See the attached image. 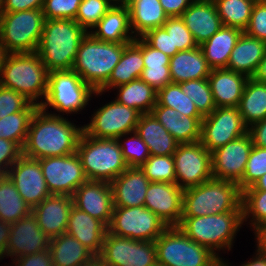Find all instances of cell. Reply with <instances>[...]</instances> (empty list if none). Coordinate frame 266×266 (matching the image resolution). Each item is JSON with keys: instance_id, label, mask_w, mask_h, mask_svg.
Masks as SVG:
<instances>
[{"instance_id": "69", "label": "cell", "mask_w": 266, "mask_h": 266, "mask_svg": "<svg viewBox=\"0 0 266 266\" xmlns=\"http://www.w3.org/2000/svg\"><path fill=\"white\" fill-rule=\"evenodd\" d=\"M254 3H266V0H251Z\"/></svg>"}, {"instance_id": "28", "label": "cell", "mask_w": 266, "mask_h": 266, "mask_svg": "<svg viewBox=\"0 0 266 266\" xmlns=\"http://www.w3.org/2000/svg\"><path fill=\"white\" fill-rule=\"evenodd\" d=\"M144 69L143 39L135 38L124 46L119 63L114 67L108 81L95 94H101L109 88H115L140 78Z\"/></svg>"}, {"instance_id": "61", "label": "cell", "mask_w": 266, "mask_h": 266, "mask_svg": "<svg viewBox=\"0 0 266 266\" xmlns=\"http://www.w3.org/2000/svg\"><path fill=\"white\" fill-rule=\"evenodd\" d=\"M252 78L260 83L266 84V51Z\"/></svg>"}, {"instance_id": "20", "label": "cell", "mask_w": 266, "mask_h": 266, "mask_svg": "<svg viewBox=\"0 0 266 266\" xmlns=\"http://www.w3.org/2000/svg\"><path fill=\"white\" fill-rule=\"evenodd\" d=\"M73 205L109 226L113 213V192L109 182L87 180L72 195Z\"/></svg>"}, {"instance_id": "71", "label": "cell", "mask_w": 266, "mask_h": 266, "mask_svg": "<svg viewBox=\"0 0 266 266\" xmlns=\"http://www.w3.org/2000/svg\"><path fill=\"white\" fill-rule=\"evenodd\" d=\"M153 266H163V265H160L159 263H156L155 265H153Z\"/></svg>"}, {"instance_id": "42", "label": "cell", "mask_w": 266, "mask_h": 266, "mask_svg": "<svg viewBox=\"0 0 266 266\" xmlns=\"http://www.w3.org/2000/svg\"><path fill=\"white\" fill-rule=\"evenodd\" d=\"M181 90L195 104L198 112L204 117L216 108L208 79H195L178 83Z\"/></svg>"}, {"instance_id": "57", "label": "cell", "mask_w": 266, "mask_h": 266, "mask_svg": "<svg viewBox=\"0 0 266 266\" xmlns=\"http://www.w3.org/2000/svg\"><path fill=\"white\" fill-rule=\"evenodd\" d=\"M45 0H2L1 12H19L31 9H43Z\"/></svg>"}, {"instance_id": "3", "label": "cell", "mask_w": 266, "mask_h": 266, "mask_svg": "<svg viewBox=\"0 0 266 266\" xmlns=\"http://www.w3.org/2000/svg\"><path fill=\"white\" fill-rule=\"evenodd\" d=\"M242 191L238 183L211 178L198 186L183 190L182 217L242 212Z\"/></svg>"}, {"instance_id": "23", "label": "cell", "mask_w": 266, "mask_h": 266, "mask_svg": "<svg viewBox=\"0 0 266 266\" xmlns=\"http://www.w3.org/2000/svg\"><path fill=\"white\" fill-rule=\"evenodd\" d=\"M180 17L198 46L223 26L213 0H195Z\"/></svg>"}, {"instance_id": "1", "label": "cell", "mask_w": 266, "mask_h": 266, "mask_svg": "<svg viewBox=\"0 0 266 266\" xmlns=\"http://www.w3.org/2000/svg\"><path fill=\"white\" fill-rule=\"evenodd\" d=\"M82 133L83 126L77 128L61 115L46 113L39 106L31 119L22 155L41 159L74 154Z\"/></svg>"}, {"instance_id": "64", "label": "cell", "mask_w": 266, "mask_h": 266, "mask_svg": "<svg viewBox=\"0 0 266 266\" xmlns=\"http://www.w3.org/2000/svg\"><path fill=\"white\" fill-rule=\"evenodd\" d=\"M244 190H266V173L259 178L252 186Z\"/></svg>"}, {"instance_id": "34", "label": "cell", "mask_w": 266, "mask_h": 266, "mask_svg": "<svg viewBox=\"0 0 266 266\" xmlns=\"http://www.w3.org/2000/svg\"><path fill=\"white\" fill-rule=\"evenodd\" d=\"M49 252L53 266H84L96 258L90 250L67 233L50 239Z\"/></svg>"}, {"instance_id": "65", "label": "cell", "mask_w": 266, "mask_h": 266, "mask_svg": "<svg viewBox=\"0 0 266 266\" xmlns=\"http://www.w3.org/2000/svg\"><path fill=\"white\" fill-rule=\"evenodd\" d=\"M8 54L9 53L7 52L5 47L0 43V76H1L2 69L4 67V63H5V60L8 56Z\"/></svg>"}, {"instance_id": "37", "label": "cell", "mask_w": 266, "mask_h": 266, "mask_svg": "<svg viewBox=\"0 0 266 266\" xmlns=\"http://www.w3.org/2000/svg\"><path fill=\"white\" fill-rule=\"evenodd\" d=\"M119 90V103L134 108L141 114L150 113L157 102V90L140 78L115 87Z\"/></svg>"}, {"instance_id": "26", "label": "cell", "mask_w": 266, "mask_h": 266, "mask_svg": "<svg viewBox=\"0 0 266 266\" xmlns=\"http://www.w3.org/2000/svg\"><path fill=\"white\" fill-rule=\"evenodd\" d=\"M208 82L216 107H238L247 76L226 68L211 69Z\"/></svg>"}, {"instance_id": "67", "label": "cell", "mask_w": 266, "mask_h": 266, "mask_svg": "<svg viewBox=\"0 0 266 266\" xmlns=\"http://www.w3.org/2000/svg\"><path fill=\"white\" fill-rule=\"evenodd\" d=\"M213 266H229L226 263L223 262V260H219L217 263H215Z\"/></svg>"}, {"instance_id": "45", "label": "cell", "mask_w": 266, "mask_h": 266, "mask_svg": "<svg viewBox=\"0 0 266 266\" xmlns=\"http://www.w3.org/2000/svg\"><path fill=\"white\" fill-rule=\"evenodd\" d=\"M114 3V0H82L75 21L88 32L87 29H93Z\"/></svg>"}, {"instance_id": "2", "label": "cell", "mask_w": 266, "mask_h": 266, "mask_svg": "<svg viewBox=\"0 0 266 266\" xmlns=\"http://www.w3.org/2000/svg\"><path fill=\"white\" fill-rule=\"evenodd\" d=\"M87 33L75 20L45 19L36 53L49 72L72 70Z\"/></svg>"}, {"instance_id": "8", "label": "cell", "mask_w": 266, "mask_h": 266, "mask_svg": "<svg viewBox=\"0 0 266 266\" xmlns=\"http://www.w3.org/2000/svg\"><path fill=\"white\" fill-rule=\"evenodd\" d=\"M44 22L43 9L1 12L0 43L9 54L36 52Z\"/></svg>"}, {"instance_id": "32", "label": "cell", "mask_w": 266, "mask_h": 266, "mask_svg": "<svg viewBox=\"0 0 266 266\" xmlns=\"http://www.w3.org/2000/svg\"><path fill=\"white\" fill-rule=\"evenodd\" d=\"M135 131L148 146L150 155H173L179 145L151 113L141 114Z\"/></svg>"}, {"instance_id": "38", "label": "cell", "mask_w": 266, "mask_h": 266, "mask_svg": "<svg viewBox=\"0 0 266 266\" xmlns=\"http://www.w3.org/2000/svg\"><path fill=\"white\" fill-rule=\"evenodd\" d=\"M31 212L9 176L0 175V219L13 224Z\"/></svg>"}, {"instance_id": "44", "label": "cell", "mask_w": 266, "mask_h": 266, "mask_svg": "<svg viewBox=\"0 0 266 266\" xmlns=\"http://www.w3.org/2000/svg\"><path fill=\"white\" fill-rule=\"evenodd\" d=\"M140 169L150 182L175 183V162L173 155H151Z\"/></svg>"}, {"instance_id": "63", "label": "cell", "mask_w": 266, "mask_h": 266, "mask_svg": "<svg viewBox=\"0 0 266 266\" xmlns=\"http://www.w3.org/2000/svg\"><path fill=\"white\" fill-rule=\"evenodd\" d=\"M257 245L266 252V227H261L256 233Z\"/></svg>"}, {"instance_id": "39", "label": "cell", "mask_w": 266, "mask_h": 266, "mask_svg": "<svg viewBox=\"0 0 266 266\" xmlns=\"http://www.w3.org/2000/svg\"><path fill=\"white\" fill-rule=\"evenodd\" d=\"M38 107V103H30L23 111L1 118L0 138L13 141L23 148L31 119Z\"/></svg>"}, {"instance_id": "21", "label": "cell", "mask_w": 266, "mask_h": 266, "mask_svg": "<svg viewBox=\"0 0 266 266\" xmlns=\"http://www.w3.org/2000/svg\"><path fill=\"white\" fill-rule=\"evenodd\" d=\"M50 239L39 227L37 218L31 212L11 224L6 255L18 258L48 250Z\"/></svg>"}, {"instance_id": "40", "label": "cell", "mask_w": 266, "mask_h": 266, "mask_svg": "<svg viewBox=\"0 0 266 266\" xmlns=\"http://www.w3.org/2000/svg\"><path fill=\"white\" fill-rule=\"evenodd\" d=\"M223 26L235 27L243 32L247 28L254 2L251 0H213Z\"/></svg>"}, {"instance_id": "43", "label": "cell", "mask_w": 266, "mask_h": 266, "mask_svg": "<svg viewBox=\"0 0 266 266\" xmlns=\"http://www.w3.org/2000/svg\"><path fill=\"white\" fill-rule=\"evenodd\" d=\"M241 206L243 222L251 214L256 233L266 223V190H243Z\"/></svg>"}, {"instance_id": "56", "label": "cell", "mask_w": 266, "mask_h": 266, "mask_svg": "<svg viewBox=\"0 0 266 266\" xmlns=\"http://www.w3.org/2000/svg\"><path fill=\"white\" fill-rule=\"evenodd\" d=\"M17 266H53L51 254L48 250H43L35 254L14 258ZM17 260V261H16Z\"/></svg>"}, {"instance_id": "70", "label": "cell", "mask_w": 266, "mask_h": 266, "mask_svg": "<svg viewBox=\"0 0 266 266\" xmlns=\"http://www.w3.org/2000/svg\"><path fill=\"white\" fill-rule=\"evenodd\" d=\"M1 11H2V0H0V14H1Z\"/></svg>"}, {"instance_id": "46", "label": "cell", "mask_w": 266, "mask_h": 266, "mask_svg": "<svg viewBox=\"0 0 266 266\" xmlns=\"http://www.w3.org/2000/svg\"><path fill=\"white\" fill-rule=\"evenodd\" d=\"M266 173V148L254 146L250 150L245 172L238 182L241 191L252 186Z\"/></svg>"}, {"instance_id": "33", "label": "cell", "mask_w": 266, "mask_h": 266, "mask_svg": "<svg viewBox=\"0 0 266 266\" xmlns=\"http://www.w3.org/2000/svg\"><path fill=\"white\" fill-rule=\"evenodd\" d=\"M242 33L239 28L222 26L199 46L211 69L227 68L230 54Z\"/></svg>"}, {"instance_id": "16", "label": "cell", "mask_w": 266, "mask_h": 266, "mask_svg": "<svg viewBox=\"0 0 266 266\" xmlns=\"http://www.w3.org/2000/svg\"><path fill=\"white\" fill-rule=\"evenodd\" d=\"M173 158L175 183L183 190L198 186L213 177L211 153L200 142L179 144Z\"/></svg>"}, {"instance_id": "62", "label": "cell", "mask_w": 266, "mask_h": 266, "mask_svg": "<svg viewBox=\"0 0 266 266\" xmlns=\"http://www.w3.org/2000/svg\"><path fill=\"white\" fill-rule=\"evenodd\" d=\"M256 257L242 266H266V252L258 245Z\"/></svg>"}, {"instance_id": "50", "label": "cell", "mask_w": 266, "mask_h": 266, "mask_svg": "<svg viewBox=\"0 0 266 266\" xmlns=\"http://www.w3.org/2000/svg\"><path fill=\"white\" fill-rule=\"evenodd\" d=\"M31 102L19 92L0 85V119L23 111Z\"/></svg>"}, {"instance_id": "17", "label": "cell", "mask_w": 266, "mask_h": 266, "mask_svg": "<svg viewBox=\"0 0 266 266\" xmlns=\"http://www.w3.org/2000/svg\"><path fill=\"white\" fill-rule=\"evenodd\" d=\"M7 175L31 210L51 195L38 159L22 155L9 168Z\"/></svg>"}, {"instance_id": "49", "label": "cell", "mask_w": 266, "mask_h": 266, "mask_svg": "<svg viewBox=\"0 0 266 266\" xmlns=\"http://www.w3.org/2000/svg\"><path fill=\"white\" fill-rule=\"evenodd\" d=\"M82 0H45L43 14L45 19L75 20Z\"/></svg>"}, {"instance_id": "27", "label": "cell", "mask_w": 266, "mask_h": 266, "mask_svg": "<svg viewBox=\"0 0 266 266\" xmlns=\"http://www.w3.org/2000/svg\"><path fill=\"white\" fill-rule=\"evenodd\" d=\"M179 144H190L200 141L201 123L204 117L181 116L176 110L159 105L150 112Z\"/></svg>"}, {"instance_id": "59", "label": "cell", "mask_w": 266, "mask_h": 266, "mask_svg": "<svg viewBox=\"0 0 266 266\" xmlns=\"http://www.w3.org/2000/svg\"><path fill=\"white\" fill-rule=\"evenodd\" d=\"M254 146L266 148V118L248 128Z\"/></svg>"}, {"instance_id": "18", "label": "cell", "mask_w": 266, "mask_h": 266, "mask_svg": "<svg viewBox=\"0 0 266 266\" xmlns=\"http://www.w3.org/2000/svg\"><path fill=\"white\" fill-rule=\"evenodd\" d=\"M253 147L249 133L211 152L213 178L238 183L245 172L250 150Z\"/></svg>"}, {"instance_id": "29", "label": "cell", "mask_w": 266, "mask_h": 266, "mask_svg": "<svg viewBox=\"0 0 266 266\" xmlns=\"http://www.w3.org/2000/svg\"><path fill=\"white\" fill-rule=\"evenodd\" d=\"M265 51V41L251 37L243 32L230 54L226 69L252 78L264 57Z\"/></svg>"}, {"instance_id": "24", "label": "cell", "mask_w": 266, "mask_h": 266, "mask_svg": "<svg viewBox=\"0 0 266 266\" xmlns=\"http://www.w3.org/2000/svg\"><path fill=\"white\" fill-rule=\"evenodd\" d=\"M110 184L114 207L144 206L150 181L140 167H128Z\"/></svg>"}, {"instance_id": "22", "label": "cell", "mask_w": 266, "mask_h": 266, "mask_svg": "<svg viewBox=\"0 0 266 266\" xmlns=\"http://www.w3.org/2000/svg\"><path fill=\"white\" fill-rule=\"evenodd\" d=\"M72 196L51 194L32 209L42 231L53 238L66 233Z\"/></svg>"}, {"instance_id": "5", "label": "cell", "mask_w": 266, "mask_h": 266, "mask_svg": "<svg viewBox=\"0 0 266 266\" xmlns=\"http://www.w3.org/2000/svg\"><path fill=\"white\" fill-rule=\"evenodd\" d=\"M49 71L36 52L8 54L0 85L22 94L31 103L46 97ZM36 101V102H34Z\"/></svg>"}, {"instance_id": "10", "label": "cell", "mask_w": 266, "mask_h": 266, "mask_svg": "<svg viewBox=\"0 0 266 266\" xmlns=\"http://www.w3.org/2000/svg\"><path fill=\"white\" fill-rule=\"evenodd\" d=\"M96 91L73 70L50 71L45 102L38 105L46 110L51 106L57 111L72 113L82 110Z\"/></svg>"}, {"instance_id": "51", "label": "cell", "mask_w": 266, "mask_h": 266, "mask_svg": "<svg viewBox=\"0 0 266 266\" xmlns=\"http://www.w3.org/2000/svg\"><path fill=\"white\" fill-rule=\"evenodd\" d=\"M244 32L266 42V3H255L250 21Z\"/></svg>"}, {"instance_id": "36", "label": "cell", "mask_w": 266, "mask_h": 266, "mask_svg": "<svg viewBox=\"0 0 266 266\" xmlns=\"http://www.w3.org/2000/svg\"><path fill=\"white\" fill-rule=\"evenodd\" d=\"M238 109L247 127L266 118V84L249 78Z\"/></svg>"}, {"instance_id": "60", "label": "cell", "mask_w": 266, "mask_h": 266, "mask_svg": "<svg viewBox=\"0 0 266 266\" xmlns=\"http://www.w3.org/2000/svg\"><path fill=\"white\" fill-rule=\"evenodd\" d=\"M11 224L0 219V259L7 254V244L10 237Z\"/></svg>"}, {"instance_id": "48", "label": "cell", "mask_w": 266, "mask_h": 266, "mask_svg": "<svg viewBox=\"0 0 266 266\" xmlns=\"http://www.w3.org/2000/svg\"><path fill=\"white\" fill-rule=\"evenodd\" d=\"M133 133V137L126 140L127 144H122L120 140L118 141L123 158L128 167H140L151 155L146 143L140 138L136 131Z\"/></svg>"}, {"instance_id": "12", "label": "cell", "mask_w": 266, "mask_h": 266, "mask_svg": "<svg viewBox=\"0 0 266 266\" xmlns=\"http://www.w3.org/2000/svg\"><path fill=\"white\" fill-rule=\"evenodd\" d=\"M105 266H153L157 263L155 241H139L106 232L97 257Z\"/></svg>"}, {"instance_id": "15", "label": "cell", "mask_w": 266, "mask_h": 266, "mask_svg": "<svg viewBox=\"0 0 266 266\" xmlns=\"http://www.w3.org/2000/svg\"><path fill=\"white\" fill-rule=\"evenodd\" d=\"M38 160L51 194L72 196L88 180L77 153Z\"/></svg>"}, {"instance_id": "6", "label": "cell", "mask_w": 266, "mask_h": 266, "mask_svg": "<svg viewBox=\"0 0 266 266\" xmlns=\"http://www.w3.org/2000/svg\"><path fill=\"white\" fill-rule=\"evenodd\" d=\"M76 153L88 180L111 183L128 168L118 139L94 138L83 132Z\"/></svg>"}, {"instance_id": "30", "label": "cell", "mask_w": 266, "mask_h": 266, "mask_svg": "<svg viewBox=\"0 0 266 266\" xmlns=\"http://www.w3.org/2000/svg\"><path fill=\"white\" fill-rule=\"evenodd\" d=\"M98 28L91 35L100 41L112 43H131L135 36H130V17L127 5L116 3L94 27ZM129 33V34H128Z\"/></svg>"}, {"instance_id": "55", "label": "cell", "mask_w": 266, "mask_h": 266, "mask_svg": "<svg viewBox=\"0 0 266 266\" xmlns=\"http://www.w3.org/2000/svg\"><path fill=\"white\" fill-rule=\"evenodd\" d=\"M143 63L144 68H163V66H169L170 57L165 53L152 48L143 40Z\"/></svg>"}, {"instance_id": "54", "label": "cell", "mask_w": 266, "mask_h": 266, "mask_svg": "<svg viewBox=\"0 0 266 266\" xmlns=\"http://www.w3.org/2000/svg\"><path fill=\"white\" fill-rule=\"evenodd\" d=\"M140 79L157 91L172 83L169 66L156 69L144 68Z\"/></svg>"}, {"instance_id": "19", "label": "cell", "mask_w": 266, "mask_h": 266, "mask_svg": "<svg viewBox=\"0 0 266 266\" xmlns=\"http://www.w3.org/2000/svg\"><path fill=\"white\" fill-rule=\"evenodd\" d=\"M144 206L168 226H178L183 213V189L176 183L150 182Z\"/></svg>"}, {"instance_id": "35", "label": "cell", "mask_w": 266, "mask_h": 266, "mask_svg": "<svg viewBox=\"0 0 266 266\" xmlns=\"http://www.w3.org/2000/svg\"><path fill=\"white\" fill-rule=\"evenodd\" d=\"M129 9L130 27L136 37L143 36L147 31L162 27L169 18L159 0H131L127 4Z\"/></svg>"}, {"instance_id": "4", "label": "cell", "mask_w": 266, "mask_h": 266, "mask_svg": "<svg viewBox=\"0 0 266 266\" xmlns=\"http://www.w3.org/2000/svg\"><path fill=\"white\" fill-rule=\"evenodd\" d=\"M128 43H112L95 39L90 31L82 39L72 70L98 91L109 79L119 63L124 46Z\"/></svg>"}, {"instance_id": "9", "label": "cell", "mask_w": 266, "mask_h": 266, "mask_svg": "<svg viewBox=\"0 0 266 266\" xmlns=\"http://www.w3.org/2000/svg\"><path fill=\"white\" fill-rule=\"evenodd\" d=\"M157 263L163 266H213L217 253L192 241L177 226H169L156 240Z\"/></svg>"}, {"instance_id": "66", "label": "cell", "mask_w": 266, "mask_h": 266, "mask_svg": "<svg viewBox=\"0 0 266 266\" xmlns=\"http://www.w3.org/2000/svg\"><path fill=\"white\" fill-rule=\"evenodd\" d=\"M84 266H105L97 257L90 263Z\"/></svg>"}, {"instance_id": "7", "label": "cell", "mask_w": 266, "mask_h": 266, "mask_svg": "<svg viewBox=\"0 0 266 266\" xmlns=\"http://www.w3.org/2000/svg\"><path fill=\"white\" fill-rule=\"evenodd\" d=\"M243 223L242 212L182 217L178 228L192 241L214 250L231 249L236 232Z\"/></svg>"}, {"instance_id": "31", "label": "cell", "mask_w": 266, "mask_h": 266, "mask_svg": "<svg viewBox=\"0 0 266 266\" xmlns=\"http://www.w3.org/2000/svg\"><path fill=\"white\" fill-rule=\"evenodd\" d=\"M172 83L208 78L211 72L201 48L178 51L170 57L169 63Z\"/></svg>"}, {"instance_id": "58", "label": "cell", "mask_w": 266, "mask_h": 266, "mask_svg": "<svg viewBox=\"0 0 266 266\" xmlns=\"http://www.w3.org/2000/svg\"><path fill=\"white\" fill-rule=\"evenodd\" d=\"M195 0H159L168 17H180Z\"/></svg>"}, {"instance_id": "52", "label": "cell", "mask_w": 266, "mask_h": 266, "mask_svg": "<svg viewBox=\"0 0 266 266\" xmlns=\"http://www.w3.org/2000/svg\"><path fill=\"white\" fill-rule=\"evenodd\" d=\"M141 38L152 48L173 57L178 50H172L171 35L163 27L147 31Z\"/></svg>"}, {"instance_id": "68", "label": "cell", "mask_w": 266, "mask_h": 266, "mask_svg": "<svg viewBox=\"0 0 266 266\" xmlns=\"http://www.w3.org/2000/svg\"><path fill=\"white\" fill-rule=\"evenodd\" d=\"M129 1H131V0H115V2H116V4H124V5H126Z\"/></svg>"}, {"instance_id": "13", "label": "cell", "mask_w": 266, "mask_h": 266, "mask_svg": "<svg viewBox=\"0 0 266 266\" xmlns=\"http://www.w3.org/2000/svg\"><path fill=\"white\" fill-rule=\"evenodd\" d=\"M140 116L136 109L114 100L94 113L91 122L84 125L83 132L94 138L119 140L136 130Z\"/></svg>"}, {"instance_id": "53", "label": "cell", "mask_w": 266, "mask_h": 266, "mask_svg": "<svg viewBox=\"0 0 266 266\" xmlns=\"http://www.w3.org/2000/svg\"><path fill=\"white\" fill-rule=\"evenodd\" d=\"M21 156L22 148L17 143L0 138V175H6Z\"/></svg>"}, {"instance_id": "25", "label": "cell", "mask_w": 266, "mask_h": 266, "mask_svg": "<svg viewBox=\"0 0 266 266\" xmlns=\"http://www.w3.org/2000/svg\"><path fill=\"white\" fill-rule=\"evenodd\" d=\"M106 232L107 227L101 221L72 206L66 233L76 238L96 257L101 253Z\"/></svg>"}, {"instance_id": "47", "label": "cell", "mask_w": 266, "mask_h": 266, "mask_svg": "<svg viewBox=\"0 0 266 266\" xmlns=\"http://www.w3.org/2000/svg\"><path fill=\"white\" fill-rule=\"evenodd\" d=\"M162 27L171 35L172 50L183 51L198 47L181 17H169Z\"/></svg>"}, {"instance_id": "14", "label": "cell", "mask_w": 266, "mask_h": 266, "mask_svg": "<svg viewBox=\"0 0 266 266\" xmlns=\"http://www.w3.org/2000/svg\"><path fill=\"white\" fill-rule=\"evenodd\" d=\"M247 133L238 107H216L202 120L199 142L211 153Z\"/></svg>"}, {"instance_id": "11", "label": "cell", "mask_w": 266, "mask_h": 266, "mask_svg": "<svg viewBox=\"0 0 266 266\" xmlns=\"http://www.w3.org/2000/svg\"><path fill=\"white\" fill-rule=\"evenodd\" d=\"M169 226L145 206L114 207L107 232L139 241H155Z\"/></svg>"}, {"instance_id": "41", "label": "cell", "mask_w": 266, "mask_h": 266, "mask_svg": "<svg viewBox=\"0 0 266 266\" xmlns=\"http://www.w3.org/2000/svg\"><path fill=\"white\" fill-rule=\"evenodd\" d=\"M157 103L176 110L181 116L203 117L193 101L181 90L178 83H170L157 91Z\"/></svg>"}]
</instances>
